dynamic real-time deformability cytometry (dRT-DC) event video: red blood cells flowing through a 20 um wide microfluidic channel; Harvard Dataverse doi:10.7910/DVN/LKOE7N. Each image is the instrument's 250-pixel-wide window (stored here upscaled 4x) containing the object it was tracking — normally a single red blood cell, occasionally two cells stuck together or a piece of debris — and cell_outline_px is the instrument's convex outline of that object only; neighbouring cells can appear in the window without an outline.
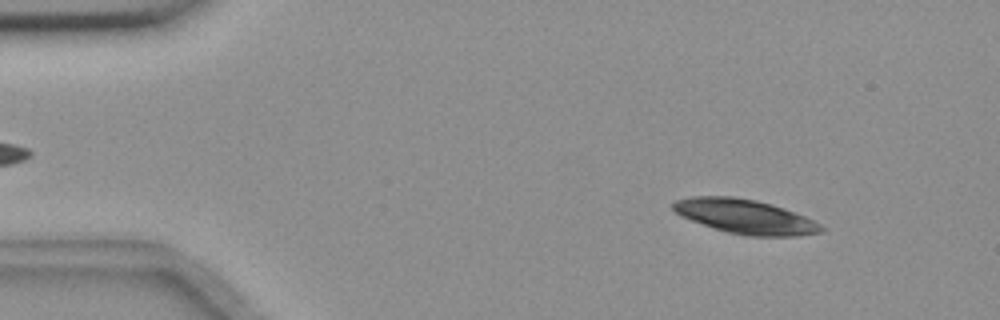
{"species": "common noctule bat (a hibernating species)", "species_latin": "Nyctalus noctula", "temperature_condition": "room temperature", "stored_images_in_passage": 54, "camera_frame_rate_fps": 3000, "um_per_image_px": 0.085, "animal": {"sex": "female", "body_mass_g": 18.4}, "frame": {"image": 1, "passage_image": 6, "time_ms": 1.667, "image_size_px": [1000, 320], "cell_outline_px": [[824, 228], [820, 232], [796, 236], [744, 236], [728, 232], [680, 216], [672, 208], [672, 204], [676, 200], [692, 196], [732, 196], [756, 200], [772, 204], [784, 208], [804, 216], [820, 224]], "centroid_in_image_um": [63.33, 18.4], "position_along_channel_um": 21.7, "area_um2": 29.36}}